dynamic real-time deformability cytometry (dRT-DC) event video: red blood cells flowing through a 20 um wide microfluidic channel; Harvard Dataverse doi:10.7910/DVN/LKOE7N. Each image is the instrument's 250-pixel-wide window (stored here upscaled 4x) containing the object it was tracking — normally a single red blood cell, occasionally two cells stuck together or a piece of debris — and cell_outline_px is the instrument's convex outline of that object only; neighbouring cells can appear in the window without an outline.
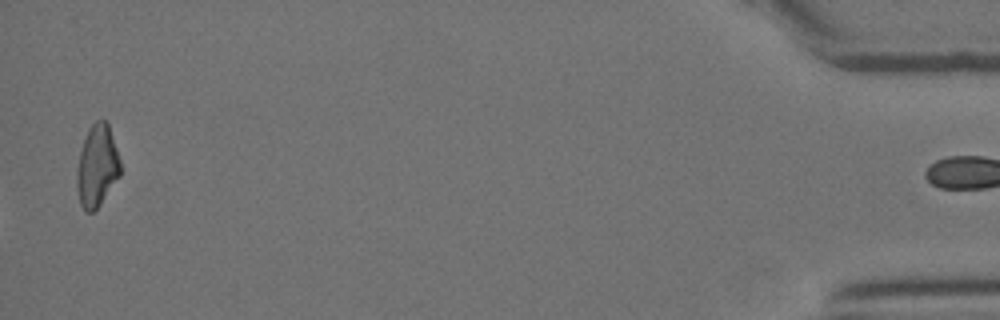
{"species": "Egyptian fruit bat (a non-hibernating species)", "species_latin": "Rousettus aegyptiacus", "temperature_condition": "room temperature", "stored_images_in_passage": 29, "camera_frame_rate_fps": 3000, "um_per_image_px": 0.085, "animal": {"sex": "female"}, "frame": {"image": 1, "passage_image": 29, "time_ms": 9.333, "image_size_px": [1000, 320], "cell_outline_px": [[120, 176], [100, 204], [92, 212], [84, 212], [80, 204], [76, 188], [76, 172], [80, 152], [88, 128], [96, 120], [104, 120], [108, 124], [120, 160]], "centroid_in_image_um": [8.23, 14.13], "position_along_channel_um": 427.0, "area_um2": 20.69}}